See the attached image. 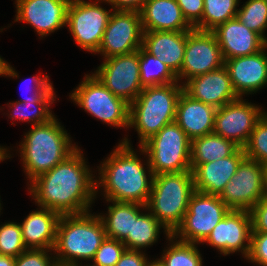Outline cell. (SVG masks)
Segmentation results:
<instances>
[{"label": "cell", "instance_id": "obj_1", "mask_svg": "<svg viewBox=\"0 0 267 266\" xmlns=\"http://www.w3.org/2000/svg\"><path fill=\"white\" fill-rule=\"evenodd\" d=\"M77 148L64 161L31 181L30 192L41 207L60 215L89 211L96 197V181Z\"/></svg>", "mask_w": 267, "mask_h": 266}, {"label": "cell", "instance_id": "obj_2", "mask_svg": "<svg viewBox=\"0 0 267 266\" xmlns=\"http://www.w3.org/2000/svg\"><path fill=\"white\" fill-rule=\"evenodd\" d=\"M96 188L102 186L106 199L116 202H135L147 205L152 178H147L145 167L132 150L128 139L117 146L99 168Z\"/></svg>", "mask_w": 267, "mask_h": 266}, {"label": "cell", "instance_id": "obj_3", "mask_svg": "<svg viewBox=\"0 0 267 266\" xmlns=\"http://www.w3.org/2000/svg\"><path fill=\"white\" fill-rule=\"evenodd\" d=\"M106 238L99 215L90 212L61 215L53 247L58 266H73L78 259L93 260L96 251Z\"/></svg>", "mask_w": 267, "mask_h": 266}, {"label": "cell", "instance_id": "obj_4", "mask_svg": "<svg viewBox=\"0 0 267 266\" xmlns=\"http://www.w3.org/2000/svg\"><path fill=\"white\" fill-rule=\"evenodd\" d=\"M71 143L64 127L55 117L46 123L32 125L19 145L28 178L33 181L64 161L77 149Z\"/></svg>", "mask_w": 267, "mask_h": 266}, {"label": "cell", "instance_id": "obj_5", "mask_svg": "<svg viewBox=\"0 0 267 266\" xmlns=\"http://www.w3.org/2000/svg\"><path fill=\"white\" fill-rule=\"evenodd\" d=\"M150 197L146 205L164 226L169 238L181 225L194 189L192 171L153 175Z\"/></svg>", "mask_w": 267, "mask_h": 266}, {"label": "cell", "instance_id": "obj_6", "mask_svg": "<svg viewBox=\"0 0 267 266\" xmlns=\"http://www.w3.org/2000/svg\"><path fill=\"white\" fill-rule=\"evenodd\" d=\"M144 87L130 104L129 127H135L140 146L158 133L165 125L175 122L178 99L183 91L181 84Z\"/></svg>", "mask_w": 267, "mask_h": 266}, {"label": "cell", "instance_id": "obj_7", "mask_svg": "<svg viewBox=\"0 0 267 266\" xmlns=\"http://www.w3.org/2000/svg\"><path fill=\"white\" fill-rule=\"evenodd\" d=\"M140 149L149 156V178L162 173L191 171V140L176 122L165 125Z\"/></svg>", "mask_w": 267, "mask_h": 266}, {"label": "cell", "instance_id": "obj_8", "mask_svg": "<svg viewBox=\"0 0 267 266\" xmlns=\"http://www.w3.org/2000/svg\"><path fill=\"white\" fill-rule=\"evenodd\" d=\"M70 95L79 107L102 122L129 128L130 104L116 97L94 74H87Z\"/></svg>", "mask_w": 267, "mask_h": 266}, {"label": "cell", "instance_id": "obj_9", "mask_svg": "<svg viewBox=\"0 0 267 266\" xmlns=\"http://www.w3.org/2000/svg\"><path fill=\"white\" fill-rule=\"evenodd\" d=\"M231 209L219 196L194 191L181 225L169 237L186 243H201ZM176 236V237H175Z\"/></svg>", "mask_w": 267, "mask_h": 266}, {"label": "cell", "instance_id": "obj_10", "mask_svg": "<svg viewBox=\"0 0 267 266\" xmlns=\"http://www.w3.org/2000/svg\"><path fill=\"white\" fill-rule=\"evenodd\" d=\"M112 12L102 8L97 1L71 0L66 24L76 43L84 50L97 52Z\"/></svg>", "mask_w": 267, "mask_h": 266}, {"label": "cell", "instance_id": "obj_11", "mask_svg": "<svg viewBox=\"0 0 267 266\" xmlns=\"http://www.w3.org/2000/svg\"><path fill=\"white\" fill-rule=\"evenodd\" d=\"M94 75L116 97L131 104L142 92L139 50L104 60Z\"/></svg>", "mask_w": 267, "mask_h": 266}, {"label": "cell", "instance_id": "obj_12", "mask_svg": "<svg viewBox=\"0 0 267 266\" xmlns=\"http://www.w3.org/2000/svg\"><path fill=\"white\" fill-rule=\"evenodd\" d=\"M143 28L137 11L114 10L96 53L105 59L133 53L142 47Z\"/></svg>", "mask_w": 267, "mask_h": 266}, {"label": "cell", "instance_id": "obj_13", "mask_svg": "<svg viewBox=\"0 0 267 266\" xmlns=\"http://www.w3.org/2000/svg\"><path fill=\"white\" fill-rule=\"evenodd\" d=\"M225 60L215 35L210 31H187L183 64L177 79L193 77L217 70Z\"/></svg>", "mask_w": 267, "mask_h": 266}, {"label": "cell", "instance_id": "obj_14", "mask_svg": "<svg viewBox=\"0 0 267 266\" xmlns=\"http://www.w3.org/2000/svg\"><path fill=\"white\" fill-rule=\"evenodd\" d=\"M265 166L245 157L236 173L226 184L220 199L231 210L250 211L262 198V183Z\"/></svg>", "mask_w": 267, "mask_h": 266}, {"label": "cell", "instance_id": "obj_15", "mask_svg": "<svg viewBox=\"0 0 267 266\" xmlns=\"http://www.w3.org/2000/svg\"><path fill=\"white\" fill-rule=\"evenodd\" d=\"M264 113L240 97L216 110L213 132L243 148Z\"/></svg>", "mask_w": 267, "mask_h": 266}, {"label": "cell", "instance_id": "obj_16", "mask_svg": "<svg viewBox=\"0 0 267 266\" xmlns=\"http://www.w3.org/2000/svg\"><path fill=\"white\" fill-rule=\"evenodd\" d=\"M251 232L249 211L230 210L202 243H209L224 255L240 251L247 258L250 251ZM246 241L247 244H245Z\"/></svg>", "mask_w": 267, "mask_h": 266}, {"label": "cell", "instance_id": "obj_17", "mask_svg": "<svg viewBox=\"0 0 267 266\" xmlns=\"http://www.w3.org/2000/svg\"><path fill=\"white\" fill-rule=\"evenodd\" d=\"M71 0H16L15 21H24L43 37L66 25Z\"/></svg>", "mask_w": 267, "mask_h": 266}, {"label": "cell", "instance_id": "obj_18", "mask_svg": "<svg viewBox=\"0 0 267 266\" xmlns=\"http://www.w3.org/2000/svg\"><path fill=\"white\" fill-rule=\"evenodd\" d=\"M182 86L187 95L216 109L240 98L225 66L193 77Z\"/></svg>", "mask_w": 267, "mask_h": 266}, {"label": "cell", "instance_id": "obj_19", "mask_svg": "<svg viewBox=\"0 0 267 266\" xmlns=\"http://www.w3.org/2000/svg\"><path fill=\"white\" fill-rule=\"evenodd\" d=\"M211 32L216 37L224 60L253 55L267 45L259 34L248 29L236 17L218 25Z\"/></svg>", "mask_w": 267, "mask_h": 266}, {"label": "cell", "instance_id": "obj_20", "mask_svg": "<svg viewBox=\"0 0 267 266\" xmlns=\"http://www.w3.org/2000/svg\"><path fill=\"white\" fill-rule=\"evenodd\" d=\"M267 45L258 53L225 60L232 86L239 97L267 84Z\"/></svg>", "mask_w": 267, "mask_h": 266}, {"label": "cell", "instance_id": "obj_21", "mask_svg": "<svg viewBox=\"0 0 267 266\" xmlns=\"http://www.w3.org/2000/svg\"><path fill=\"white\" fill-rule=\"evenodd\" d=\"M245 157L243 148L239 147L231 156L200 164L193 171L195 191L220 196Z\"/></svg>", "mask_w": 267, "mask_h": 266}, {"label": "cell", "instance_id": "obj_22", "mask_svg": "<svg viewBox=\"0 0 267 266\" xmlns=\"http://www.w3.org/2000/svg\"><path fill=\"white\" fill-rule=\"evenodd\" d=\"M216 110L182 91L177 102L175 122L192 141L214 131Z\"/></svg>", "mask_w": 267, "mask_h": 266}, {"label": "cell", "instance_id": "obj_23", "mask_svg": "<svg viewBox=\"0 0 267 266\" xmlns=\"http://www.w3.org/2000/svg\"><path fill=\"white\" fill-rule=\"evenodd\" d=\"M187 42V32H143L142 48L158 57L177 76L180 73Z\"/></svg>", "mask_w": 267, "mask_h": 266}, {"label": "cell", "instance_id": "obj_24", "mask_svg": "<svg viewBox=\"0 0 267 266\" xmlns=\"http://www.w3.org/2000/svg\"><path fill=\"white\" fill-rule=\"evenodd\" d=\"M140 14L143 32L193 29L183 17L177 0H146Z\"/></svg>", "mask_w": 267, "mask_h": 266}, {"label": "cell", "instance_id": "obj_25", "mask_svg": "<svg viewBox=\"0 0 267 266\" xmlns=\"http://www.w3.org/2000/svg\"><path fill=\"white\" fill-rule=\"evenodd\" d=\"M60 216L46 208L31 212L20 224L27 249H53Z\"/></svg>", "mask_w": 267, "mask_h": 266}, {"label": "cell", "instance_id": "obj_26", "mask_svg": "<svg viewBox=\"0 0 267 266\" xmlns=\"http://www.w3.org/2000/svg\"><path fill=\"white\" fill-rule=\"evenodd\" d=\"M113 205L108 207V216L99 215L105 228L106 237L123 242L128 235H132L133 217H138L140 208L147 207L135 202L110 201Z\"/></svg>", "mask_w": 267, "mask_h": 266}, {"label": "cell", "instance_id": "obj_27", "mask_svg": "<svg viewBox=\"0 0 267 266\" xmlns=\"http://www.w3.org/2000/svg\"><path fill=\"white\" fill-rule=\"evenodd\" d=\"M239 146L212 132L191 141V171L200 164L231 156Z\"/></svg>", "mask_w": 267, "mask_h": 266}, {"label": "cell", "instance_id": "obj_28", "mask_svg": "<svg viewBox=\"0 0 267 266\" xmlns=\"http://www.w3.org/2000/svg\"><path fill=\"white\" fill-rule=\"evenodd\" d=\"M164 226L149 212L133 217L132 235H128L123 241L126 249L141 250L153 245L158 239L159 230Z\"/></svg>", "mask_w": 267, "mask_h": 266}, {"label": "cell", "instance_id": "obj_29", "mask_svg": "<svg viewBox=\"0 0 267 266\" xmlns=\"http://www.w3.org/2000/svg\"><path fill=\"white\" fill-rule=\"evenodd\" d=\"M140 82L143 87L178 82L177 76L158 57L139 49Z\"/></svg>", "mask_w": 267, "mask_h": 266}, {"label": "cell", "instance_id": "obj_30", "mask_svg": "<svg viewBox=\"0 0 267 266\" xmlns=\"http://www.w3.org/2000/svg\"><path fill=\"white\" fill-rule=\"evenodd\" d=\"M238 3L239 0H204L202 20L193 29L211 32L236 17Z\"/></svg>", "mask_w": 267, "mask_h": 266}, {"label": "cell", "instance_id": "obj_31", "mask_svg": "<svg viewBox=\"0 0 267 266\" xmlns=\"http://www.w3.org/2000/svg\"><path fill=\"white\" fill-rule=\"evenodd\" d=\"M236 18L267 42L263 34L267 28V0H248L238 9Z\"/></svg>", "mask_w": 267, "mask_h": 266}, {"label": "cell", "instance_id": "obj_32", "mask_svg": "<svg viewBox=\"0 0 267 266\" xmlns=\"http://www.w3.org/2000/svg\"><path fill=\"white\" fill-rule=\"evenodd\" d=\"M160 259L166 266H202L196 243L173 242Z\"/></svg>", "mask_w": 267, "mask_h": 266}, {"label": "cell", "instance_id": "obj_33", "mask_svg": "<svg viewBox=\"0 0 267 266\" xmlns=\"http://www.w3.org/2000/svg\"><path fill=\"white\" fill-rule=\"evenodd\" d=\"M247 158L267 167V113L257 121L249 140L243 147Z\"/></svg>", "mask_w": 267, "mask_h": 266}, {"label": "cell", "instance_id": "obj_34", "mask_svg": "<svg viewBox=\"0 0 267 266\" xmlns=\"http://www.w3.org/2000/svg\"><path fill=\"white\" fill-rule=\"evenodd\" d=\"M50 103L53 102H20L16 101L13 103H10L11 108L13 112L10 113L11 118L19 119L21 121H32V125H38L48 122L50 119H52L55 115H53L50 110L49 106ZM13 106V107H12ZM32 106H34V110H31ZM31 107V108H30ZM30 108V109H29ZM31 110V111H30Z\"/></svg>", "mask_w": 267, "mask_h": 266}, {"label": "cell", "instance_id": "obj_35", "mask_svg": "<svg viewBox=\"0 0 267 266\" xmlns=\"http://www.w3.org/2000/svg\"><path fill=\"white\" fill-rule=\"evenodd\" d=\"M26 250L19 223L0 225V255L16 258Z\"/></svg>", "mask_w": 267, "mask_h": 266}, {"label": "cell", "instance_id": "obj_36", "mask_svg": "<svg viewBox=\"0 0 267 266\" xmlns=\"http://www.w3.org/2000/svg\"><path fill=\"white\" fill-rule=\"evenodd\" d=\"M125 250L123 242L106 237L96 251L92 266H115Z\"/></svg>", "mask_w": 267, "mask_h": 266}, {"label": "cell", "instance_id": "obj_37", "mask_svg": "<svg viewBox=\"0 0 267 266\" xmlns=\"http://www.w3.org/2000/svg\"><path fill=\"white\" fill-rule=\"evenodd\" d=\"M53 249H27L15 258V266H58L47 254Z\"/></svg>", "mask_w": 267, "mask_h": 266}, {"label": "cell", "instance_id": "obj_38", "mask_svg": "<svg viewBox=\"0 0 267 266\" xmlns=\"http://www.w3.org/2000/svg\"><path fill=\"white\" fill-rule=\"evenodd\" d=\"M32 82L34 83V89L32 93V96L27 97L25 99L19 100L20 102H53L55 101V94H54V88L51 85L52 83L49 82L48 75H45L42 77L40 76H34L32 78ZM28 80V79H26ZM25 80V81H26ZM25 81H23L25 83Z\"/></svg>", "mask_w": 267, "mask_h": 266}, {"label": "cell", "instance_id": "obj_39", "mask_svg": "<svg viewBox=\"0 0 267 266\" xmlns=\"http://www.w3.org/2000/svg\"><path fill=\"white\" fill-rule=\"evenodd\" d=\"M248 260L259 266H267V233H251Z\"/></svg>", "mask_w": 267, "mask_h": 266}, {"label": "cell", "instance_id": "obj_40", "mask_svg": "<svg viewBox=\"0 0 267 266\" xmlns=\"http://www.w3.org/2000/svg\"><path fill=\"white\" fill-rule=\"evenodd\" d=\"M187 23L194 28L201 20L204 11V0H177Z\"/></svg>", "mask_w": 267, "mask_h": 266}, {"label": "cell", "instance_id": "obj_41", "mask_svg": "<svg viewBox=\"0 0 267 266\" xmlns=\"http://www.w3.org/2000/svg\"><path fill=\"white\" fill-rule=\"evenodd\" d=\"M249 213L251 216V233H267V199L261 198Z\"/></svg>", "mask_w": 267, "mask_h": 266}, {"label": "cell", "instance_id": "obj_42", "mask_svg": "<svg viewBox=\"0 0 267 266\" xmlns=\"http://www.w3.org/2000/svg\"><path fill=\"white\" fill-rule=\"evenodd\" d=\"M139 250L126 249L115 266H148L149 261Z\"/></svg>", "mask_w": 267, "mask_h": 266}, {"label": "cell", "instance_id": "obj_43", "mask_svg": "<svg viewBox=\"0 0 267 266\" xmlns=\"http://www.w3.org/2000/svg\"><path fill=\"white\" fill-rule=\"evenodd\" d=\"M98 3L101 0H97ZM110 3L114 10L140 12L146 0H102Z\"/></svg>", "mask_w": 267, "mask_h": 266}, {"label": "cell", "instance_id": "obj_44", "mask_svg": "<svg viewBox=\"0 0 267 266\" xmlns=\"http://www.w3.org/2000/svg\"><path fill=\"white\" fill-rule=\"evenodd\" d=\"M0 75L2 76H11V77H18V74L15 72V69L10 66L3 58L0 57Z\"/></svg>", "mask_w": 267, "mask_h": 266}, {"label": "cell", "instance_id": "obj_45", "mask_svg": "<svg viewBox=\"0 0 267 266\" xmlns=\"http://www.w3.org/2000/svg\"><path fill=\"white\" fill-rule=\"evenodd\" d=\"M0 266H15V258L0 255Z\"/></svg>", "mask_w": 267, "mask_h": 266}, {"label": "cell", "instance_id": "obj_46", "mask_svg": "<svg viewBox=\"0 0 267 266\" xmlns=\"http://www.w3.org/2000/svg\"><path fill=\"white\" fill-rule=\"evenodd\" d=\"M262 198L267 199V167L265 168L263 174V183H262Z\"/></svg>", "mask_w": 267, "mask_h": 266}, {"label": "cell", "instance_id": "obj_47", "mask_svg": "<svg viewBox=\"0 0 267 266\" xmlns=\"http://www.w3.org/2000/svg\"><path fill=\"white\" fill-rule=\"evenodd\" d=\"M7 149L6 148H2L0 146V161H3L4 159H6L7 157L10 158V156H8L9 154H7Z\"/></svg>", "mask_w": 267, "mask_h": 266}, {"label": "cell", "instance_id": "obj_48", "mask_svg": "<svg viewBox=\"0 0 267 266\" xmlns=\"http://www.w3.org/2000/svg\"><path fill=\"white\" fill-rule=\"evenodd\" d=\"M148 266H166L160 259L149 262Z\"/></svg>", "mask_w": 267, "mask_h": 266}]
</instances>
